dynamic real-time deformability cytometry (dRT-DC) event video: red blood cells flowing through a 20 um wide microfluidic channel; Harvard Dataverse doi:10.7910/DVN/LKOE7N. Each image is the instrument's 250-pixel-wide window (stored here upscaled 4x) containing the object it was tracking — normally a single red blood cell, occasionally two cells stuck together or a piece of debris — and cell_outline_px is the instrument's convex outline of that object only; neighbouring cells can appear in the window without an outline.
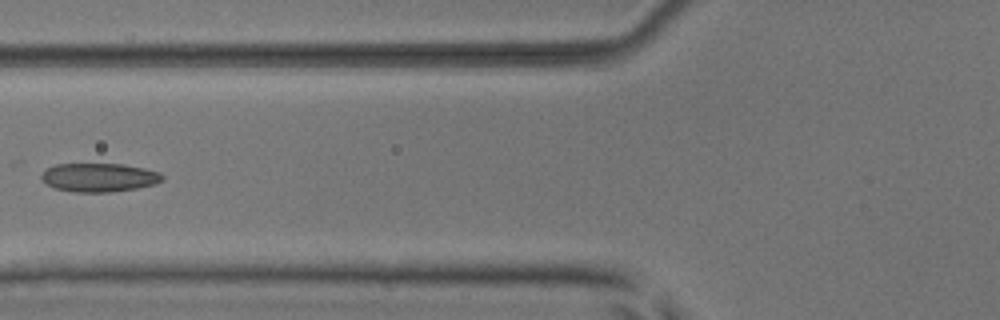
{"species": "common noctule bat (a hibernating species)", "species_latin": "Nyctalus noctula", "temperature_condition": "room temperature", "stored_images_in_passage": 6, "camera_frame_rate_fps": 3000, "um_per_image_px": 0.085, "animal": {"sex": "male", "body_mass_g": 17.9, "forearm_length_mm": 54.2}, "frame": {"image": 1, "passage_image": 6, "time_ms": 6.333, "image_size_px": [1000, 320], "cell_outline_px": [[164, 180], [156, 184], [136, 188], [112, 192], [72, 192], [56, 188], [40, 180], [40, 176], [48, 168], [56, 164], [124, 164], [144, 168], [160, 172], [164, 176]], "centroid_in_image_um": [8.46, 15.08], "position_along_channel_um": 117.3, "area_um2": 20.29}}